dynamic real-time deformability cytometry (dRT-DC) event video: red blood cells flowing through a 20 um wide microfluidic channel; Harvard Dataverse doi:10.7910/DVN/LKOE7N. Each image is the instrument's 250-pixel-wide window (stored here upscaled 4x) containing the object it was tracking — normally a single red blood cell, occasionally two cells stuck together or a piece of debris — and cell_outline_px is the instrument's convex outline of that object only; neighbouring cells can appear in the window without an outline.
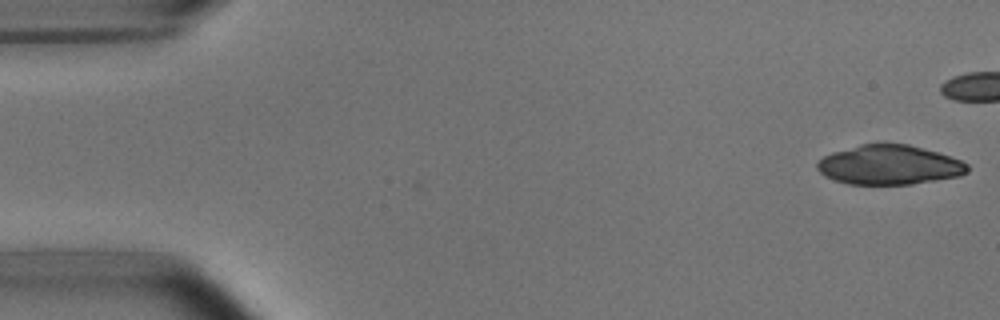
{"species": "common noctule bat (a hibernating species)", "species_latin": "Nyctalus noctula", "temperature_condition": "room temperature", "stored_images_in_passage": 41, "camera_frame_rate_fps": 3000, "um_per_image_px": 0.085, "animal": {"sex": "male", "body_mass_g": 15.6}, "frame": {"image": 1, "passage_image": 1, "time_ms": 0.0, "image_size_px": [1000, 320], "cell_outline_px": [[968, 172], [960, 176], [912, 184], [848, 184], [824, 176], [816, 168], [816, 160], [832, 152], [860, 144], [908, 144], [936, 152], [960, 160], [968, 164]], "centroid_in_image_um": [75.55, 14.02], "position_along_channel_um": 9.4, "area_um2": 34.45}}